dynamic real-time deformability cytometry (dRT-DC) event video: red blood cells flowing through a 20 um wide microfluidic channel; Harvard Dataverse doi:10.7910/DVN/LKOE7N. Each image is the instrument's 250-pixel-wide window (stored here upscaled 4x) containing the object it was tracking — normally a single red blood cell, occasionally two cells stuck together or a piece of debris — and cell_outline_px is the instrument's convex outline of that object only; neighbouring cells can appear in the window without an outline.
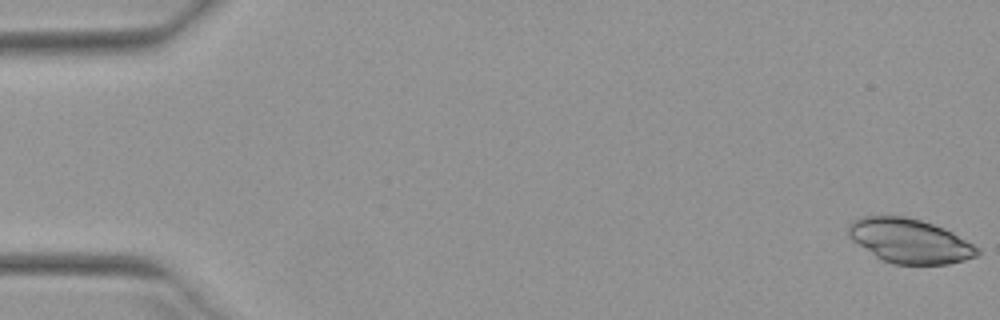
{"species": "Egyptian fruit bat (a non-hibernating species)", "species_latin": "Rousettus aegyptiacus", "temperature_condition": "warm", "stored_images_in_passage": 51, "camera_frame_rate_fps": 3000, "um_per_image_px": 0.085, "animal": {"sex": "female"}, "frame": {"image": 1, "passage_image": 1, "time_ms": 0.0, "image_size_px": [1000, 320], "cell_outline_px": [[980, 256], [948, 264], [892, 264], [880, 260], [852, 240], [848, 236], [848, 224], [864, 216], [904, 216], [920, 220], [944, 228], [952, 232], [980, 248]], "centroid_in_image_um": [77.33, 20.49], "position_along_channel_um": 7.7, "area_um2": 33.35}}
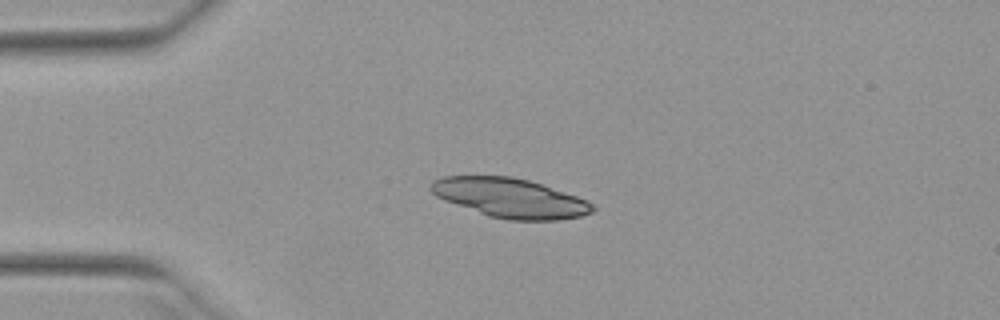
{"frame": {"image": 2, "passage_image": 13, "time_ms": 4.0, "image_size_px": [1000, 320], "cell_outline_px": [[596, 208], [592, 212], [580, 216], [560, 220], [508, 220], [488, 216], [444, 200], [436, 196], [428, 188], [432, 180], [444, 176], [512, 176], [528, 180], [588, 200]], "centroid_in_image_um": [43.33, 16.83], "position_along_channel_um": 41.7, "area_um2": 36.99}}